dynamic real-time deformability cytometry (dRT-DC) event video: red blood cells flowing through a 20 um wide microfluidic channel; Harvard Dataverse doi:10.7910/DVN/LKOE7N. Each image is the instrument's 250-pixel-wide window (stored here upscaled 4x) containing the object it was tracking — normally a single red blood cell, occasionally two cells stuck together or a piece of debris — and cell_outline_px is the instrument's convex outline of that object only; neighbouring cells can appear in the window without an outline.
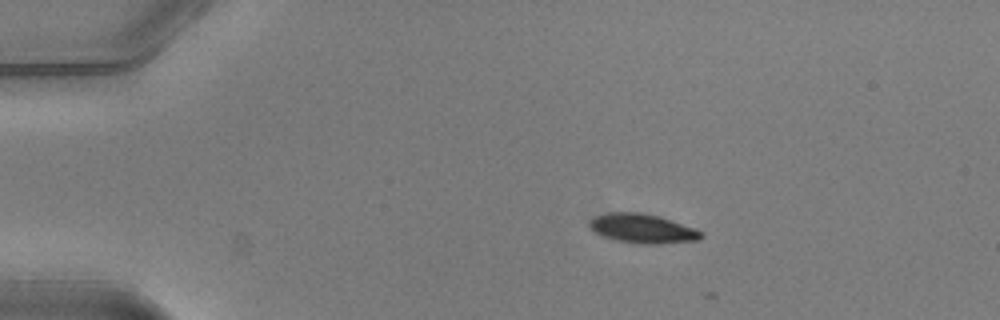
{"species": "common noctule bat (a hibernating species)", "species_latin": "Nyctalus noctula", "temperature_condition": "warm", "stored_images_in_passage": 2, "camera_frame_rate_fps": 3000, "um_per_image_px": 0.085, "animal": {"sex": "male", "body_mass_g": 20.5, "forearm_length_mm": 52.5}, "frame": {"image": 1, "passage_image": 1, "time_ms": 0.0, "image_size_px": [1000, 320], "cell_outline_px": [[704, 236], [700, 240], [660, 244], [640, 244], [616, 240], [604, 236], [596, 232], [588, 224], [588, 220], [596, 216], [608, 212], [644, 212], [660, 216], [696, 228]], "centroid_in_image_um": [54.64, 19.42], "position_along_channel_um": 30.4, "area_um2": 19.19}}